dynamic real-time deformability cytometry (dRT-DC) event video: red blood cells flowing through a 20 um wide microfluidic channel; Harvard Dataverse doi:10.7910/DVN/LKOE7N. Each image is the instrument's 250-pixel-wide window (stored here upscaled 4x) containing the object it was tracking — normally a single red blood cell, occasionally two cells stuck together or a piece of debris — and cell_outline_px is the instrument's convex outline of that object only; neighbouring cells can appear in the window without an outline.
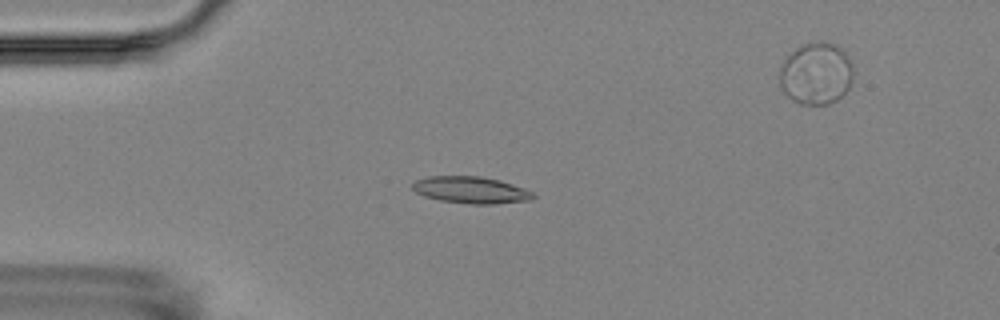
{"species": "Egyptian fruit bat (a non-hibernating species)", "species_latin": "Rousettus aegyptiacus", "temperature_condition": "room temperature", "stored_images_in_passage": 18, "camera_frame_rate_fps": 3000, "um_per_image_px": 0.085, "animal": {"sex": "female"}, "frame": {"image": 1, "passage_image": 5, "time_ms": 4.667, "image_size_px": [1000, 320], "cell_outline_px": [[536, 196], [532, 200], [496, 204], [472, 204], [440, 200], [424, 196], [416, 192], [412, 188], [412, 184], [416, 180], [428, 176], [480, 176], [500, 180], [524, 188], [532, 192]], "centroid_in_image_um": [40.04, 16.15], "position_along_channel_um": 45.0, "area_um2": 18.9}}
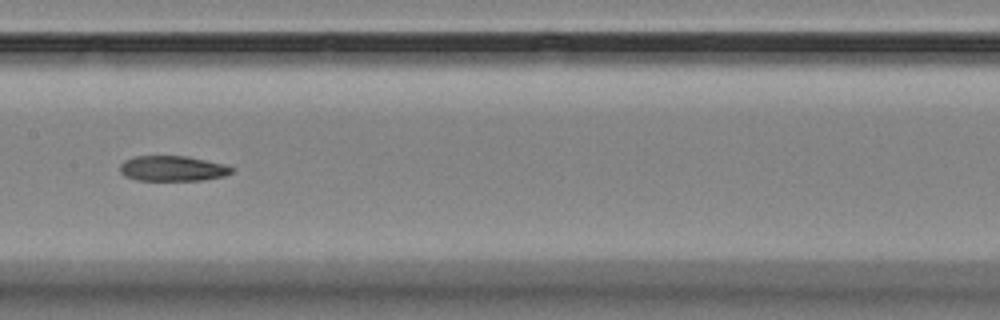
{"frame": {"image": 2, "passage_image": 9, "time_ms": 9.333, "image_size_px": [1000, 320], "cell_outline_px": [[232, 172], [224, 176], [204, 180], [136, 180], [124, 176], [120, 172], [120, 164], [124, 160], [136, 156], [188, 156], [224, 164], [232, 168]], "centroid_in_image_um": [14.64, 14.32], "position_along_channel_um": 192.8, "area_um2": 16.47}}
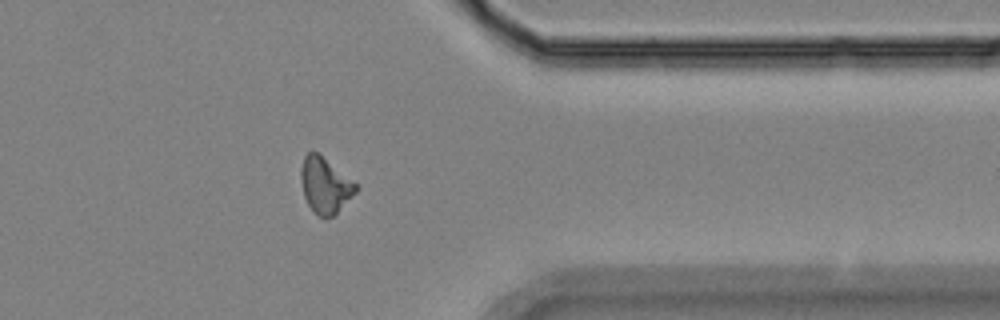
{"frame": {"image": 3, "passage_image": 14, "time_ms": 15.0, "image_size_px": [1000, 320], "cell_outline_px": [[356, 192], [332, 216], [324, 220], [316, 216], [308, 204], [304, 196], [300, 180], [300, 172], [304, 156], [308, 152], [316, 152], [352, 180], [356, 184]], "centroid_in_image_um": [27.58, 15.79], "position_along_channel_um": 383.8, "area_um2": 17.51}, "authors_computed_cell_mechanics": {"area_um2": 17.4845, "velocity_mm_per_s": 3.5614, "shape_relaxation_time_tau1_ms": null, "shape_relaxation_time_tau2_ms": 4.8778, "deformation_change_tau1": null, "deformation_change_tau2": 0.1263}}